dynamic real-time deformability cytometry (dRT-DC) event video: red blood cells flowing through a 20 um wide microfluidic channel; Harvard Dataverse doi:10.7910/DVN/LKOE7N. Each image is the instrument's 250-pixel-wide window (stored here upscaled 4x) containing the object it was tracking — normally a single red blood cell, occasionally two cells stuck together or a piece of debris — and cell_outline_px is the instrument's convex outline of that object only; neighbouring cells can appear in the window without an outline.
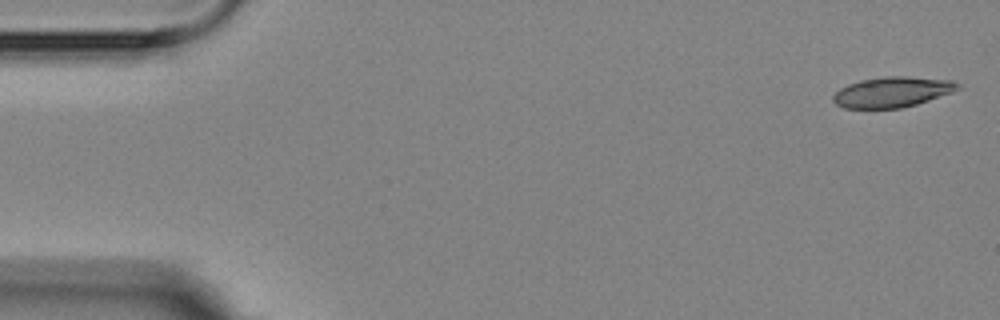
{"species": "Egyptian fruit bat (a non-hibernating species)", "species_latin": "Rousettus aegyptiacus", "temperature_condition": "room temperature", "stored_images_in_passage": 6, "camera_frame_rate_fps": 3000, "um_per_image_px": 0.085, "animal": {"sex": "female"}, "frame": {"image": 1, "passage_image": 1, "time_ms": 0.0, "image_size_px": [1000, 320], "cell_outline_px": [[960, 88], [952, 92], [916, 104], [900, 108], [844, 108], [836, 104], [832, 100], [832, 96], [840, 88], [848, 84], [860, 80], [884, 76], [908, 76], [952, 80], [960, 84]], "centroid_in_image_um": [75.83, 7.81], "position_along_channel_um": 9.2, "area_um2": 22.08}}
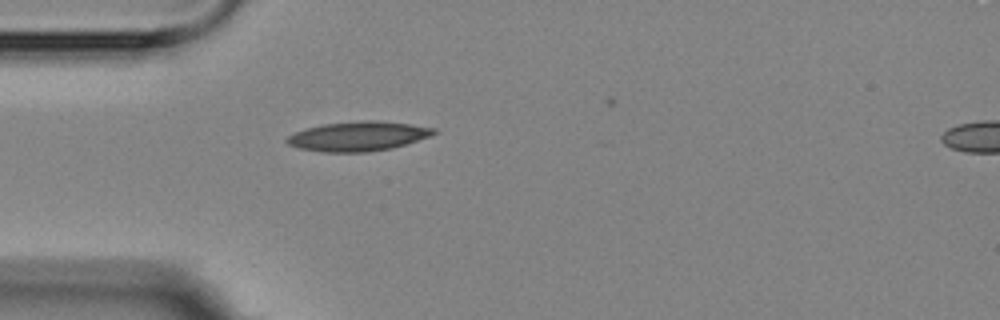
{"frame": {"image": 2, "passage_image": 5, "time_ms": 4.667, "image_size_px": [1000, 320], "cell_outline_px": [[436, 132], [428, 136], [392, 148], [368, 152], [324, 152], [300, 148], [288, 144], [284, 140], [288, 136], [296, 132], [308, 128], [324, 124], [360, 120], [376, 120], [408, 124], [436, 128]], "centroid_in_image_um": [30.41, 11.58], "position_along_channel_um": 54.6, "area_um2": 24.91}}